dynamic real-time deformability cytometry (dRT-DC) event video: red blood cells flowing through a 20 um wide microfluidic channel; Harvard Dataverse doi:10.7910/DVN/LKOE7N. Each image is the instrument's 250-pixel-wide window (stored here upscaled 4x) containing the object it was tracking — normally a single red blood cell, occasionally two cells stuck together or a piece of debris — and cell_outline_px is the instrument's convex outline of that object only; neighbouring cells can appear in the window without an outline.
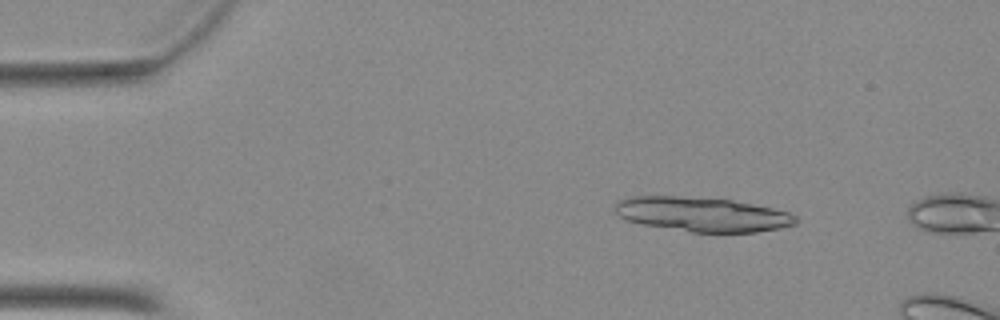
{"species": "Egyptian fruit bat (a non-hibernating species)", "species_latin": "Rousettus aegyptiacus", "temperature_condition": "warm", "stored_images_in_passage": 9, "camera_frame_rate_fps": 3000, "um_per_image_px": 0.085, "animal": {"sex": "female"}, "frame": {"image": 1, "passage_image": 7, "time_ms": 2.0, "image_size_px": [1000, 320], "cell_outline_px": [[800, 220], [796, 224], [780, 228], [756, 232], [692, 232], [644, 224], [628, 220], [620, 216], [616, 212], [616, 200], [632, 196], [676, 196], [732, 200], [772, 208], [788, 212], [796, 216]], "centroid_in_image_um": [59.72, 18.22], "position_along_channel_um": 25.3, "area_um2": 36.01}}